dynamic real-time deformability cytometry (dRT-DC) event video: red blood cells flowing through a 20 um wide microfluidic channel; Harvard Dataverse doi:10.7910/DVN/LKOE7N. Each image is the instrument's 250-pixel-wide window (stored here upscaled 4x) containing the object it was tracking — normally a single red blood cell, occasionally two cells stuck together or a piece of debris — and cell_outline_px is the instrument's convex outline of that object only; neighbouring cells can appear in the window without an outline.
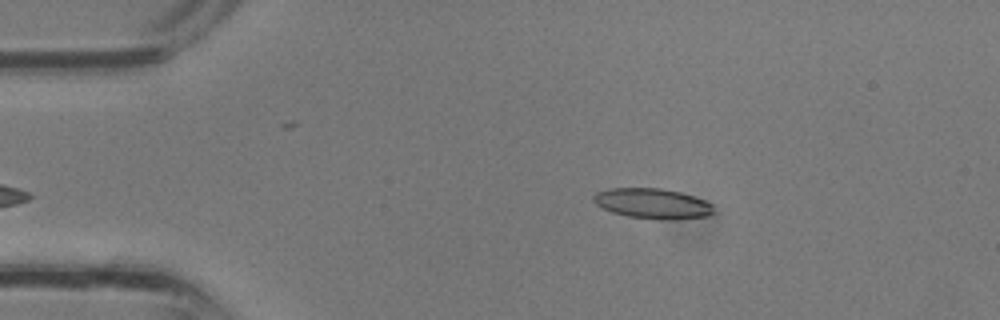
{"species": "common noctule bat (a hibernating species)", "species_latin": "Nyctalus noctula", "temperature_condition": "room temperature", "stored_images_in_passage": 29, "camera_frame_rate_fps": 3000, "um_per_image_px": 0.085, "animal": {"sex": "male", "body_mass_g": 13.3}, "frame": {"image": 1, "passage_image": 1, "time_ms": 0.0, "image_size_px": [1000, 320], "cell_outline_px": [[716, 212], [708, 216], [676, 220], [660, 220], [628, 216], [612, 212], [596, 204], [592, 200], [592, 196], [596, 192], [608, 188], [660, 188], [680, 192], [704, 200], [712, 204]], "centroid_in_image_um": [55.48, 17.31], "position_along_channel_um": 29.5, "area_um2": 21.39}}
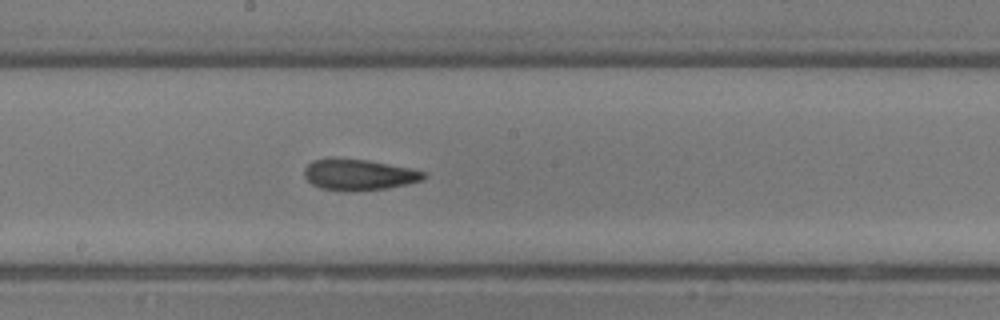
{"frame": {"image": 2, "passage_image": 13, "time_ms": 4.0, "image_size_px": [1000, 320], "cell_outline_px": [[428, 176], [424, 180], [388, 188], [340, 192], [320, 188], [312, 184], [304, 176], [304, 168], [312, 160], [332, 156], [368, 160], [428, 172]], "centroid_in_image_um": [30.47, 14.83], "position_along_channel_um": 217.7, "area_um2": 22.14}}
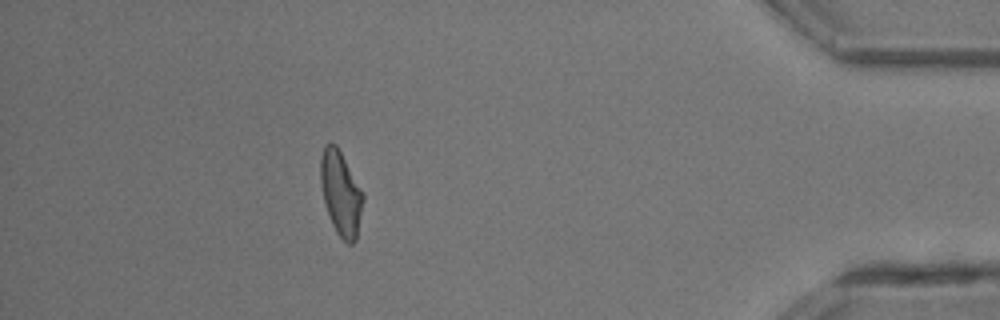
{"frame": {"image": 3, "passage_image": 25, "time_ms": 8.0, "image_size_px": [1000, 320], "cell_outline_px": [[364, 200], [356, 240], [352, 244], [348, 244], [336, 232], [332, 224], [324, 204], [320, 180], [320, 156], [324, 144], [336, 144], [364, 196]], "centroid_in_image_um": [28.95, 16.45], "position_along_channel_um": 406.3, "area_um2": 20.69}}